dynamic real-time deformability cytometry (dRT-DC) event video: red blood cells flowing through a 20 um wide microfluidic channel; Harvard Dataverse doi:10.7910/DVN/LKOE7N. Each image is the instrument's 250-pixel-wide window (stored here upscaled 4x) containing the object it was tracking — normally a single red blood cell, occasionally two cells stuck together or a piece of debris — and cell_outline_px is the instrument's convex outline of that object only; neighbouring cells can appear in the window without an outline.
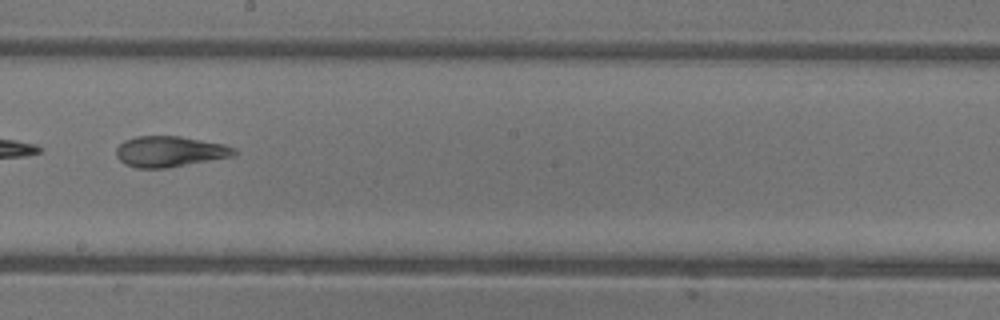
{"species": "common noctule bat (a hibernating species)", "species_latin": "Nyctalus noctula", "temperature_condition": "warm", "stored_images_in_passage": 46, "camera_frame_rate_fps": 3000, "um_per_image_px": 0.085, "animal": {"sex": "female"}, "frame": {"image": 1, "passage_image": 27, "time_ms": 8.667, "image_size_px": [1000, 320], "cell_outline_px": [[236, 152], [232, 156], [168, 168], [136, 168], [124, 164], [116, 156], [116, 148], [124, 140], [136, 136], [180, 136], [224, 144], [236, 148]], "centroid_in_image_um": [14.4, 12.88], "position_along_channel_um": 233.8, "area_um2": 21.15}, "authors_computed_cell_mechanics": {"area_um2": 27.8018, "velocity_mm_per_s": 4.3913, "shape_relaxation_time_tau1_ms": null, "shape_relaxation_time_tau2_ms": 1.3773, "deformation_change_tau1": null, "deformation_change_tau2": 0.0829}}